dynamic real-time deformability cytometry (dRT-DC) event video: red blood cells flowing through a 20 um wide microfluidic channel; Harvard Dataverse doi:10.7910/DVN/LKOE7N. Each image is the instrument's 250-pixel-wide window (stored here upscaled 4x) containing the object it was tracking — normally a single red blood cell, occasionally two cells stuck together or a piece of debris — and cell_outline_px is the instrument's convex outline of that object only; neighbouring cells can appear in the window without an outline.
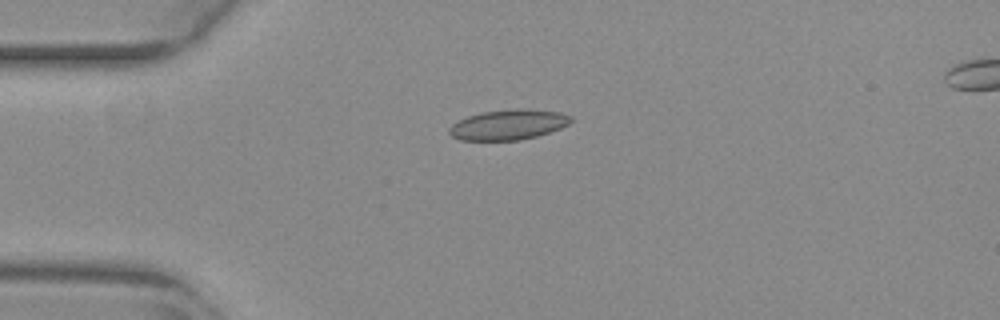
{"species": "common noctule bat (a hibernating species)", "species_latin": "Nyctalus noctula", "temperature_condition": "warm", "stored_images_in_passage": 41, "camera_frame_rate_fps": 3000, "um_per_image_px": 0.085, "animal": {"sex": "female", "body_mass_g": 29.2, "forearm_length_mm": 56.3}, "frame": {"image": 1, "passage_image": 1, "time_ms": 0.0, "image_size_px": [1000, 320], "cell_outline_px": [[568, 120], [564, 124], [556, 128], [532, 136], [512, 140], [468, 140], [456, 136], [456, 124], [472, 116], [488, 112], [548, 112], [564, 116]], "centroid_in_image_um": [43.16, 10.66], "position_along_channel_um": 41.8, "area_um2": 17.92}}
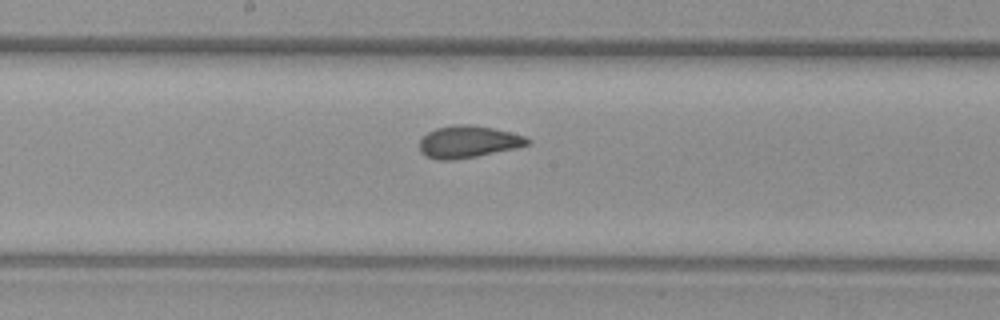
{"frame": {"image": 2, "passage_image": 16, "time_ms": 5.0, "image_size_px": [1000, 320], "cell_outline_px": [[528, 140], [524, 144], [468, 156], [428, 156], [424, 152], [420, 144], [424, 136], [432, 132], [444, 128], [484, 128], [504, 132], [520, 136]], "centroid_in_image_um": [39.75, 12.04], "position_along_channel_um": 208.5, "area_um2": 16.3}}
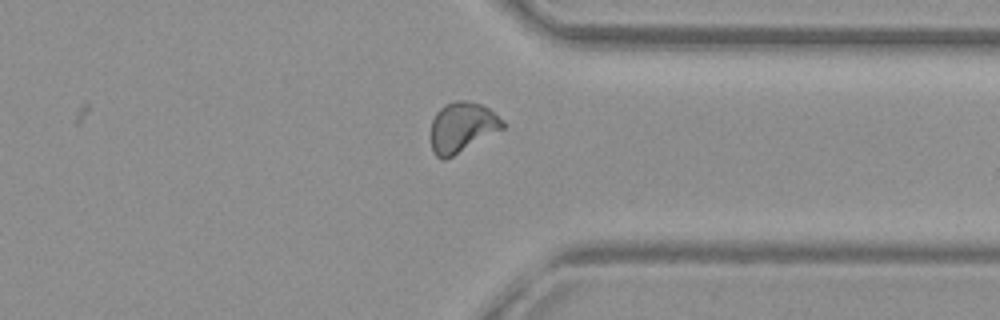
{"frame": {"image": 3, "passage_image": 29, "time_ms": 9.333, "image_size_px": [1000, 320], "cell_outline_px": [[504, 128], [452, 156], [440, 156], [432, 148], [432, 124], [436, 116], [448, 104], [476, 104], [492, 112], [504, 124]], "centroid_in_image_um": [39.3, 10.87], "position_along_channel_um": 372.1, "area_um2": 18.9}, "authors_computed_cell_mechanics": {"area_um2": 17.3978, "velocity_mm_per_s": 3.8475, "shape_relaxation_time_tau1_ms": null, "shape_relaxation_time_tau2_ms": 1.1143, "deformation_change_tau1": null, "deformation_change_tau2": 0.0633}}